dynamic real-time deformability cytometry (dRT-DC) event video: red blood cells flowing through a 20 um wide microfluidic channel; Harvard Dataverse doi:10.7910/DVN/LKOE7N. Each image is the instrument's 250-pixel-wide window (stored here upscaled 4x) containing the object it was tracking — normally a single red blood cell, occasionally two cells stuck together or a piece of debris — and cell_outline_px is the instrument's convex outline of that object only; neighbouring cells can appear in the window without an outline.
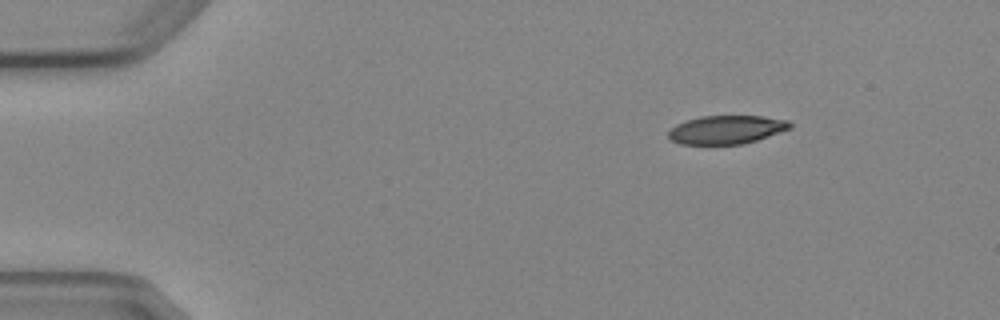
{"species": "Egyptian fruit bat (a non-hibernating species)", "species_latin": "Rousettus aegyptiacus", "temperature_condition": "cold", "stored_images_in_passage": 5, "segment_of_instrument_passage": [2, 2], "camera_frame_rate_fps": 3000, "um_per_image_px": 0.085, "animal": {"sex": "female"}, "frame": {"image": 1, "passage_image": 5, "time_ms": 5.333, "image_size_px": [1000, 320], "cell_outline_px": [[792, 128], [744, 144], [680, 144], [672, 140], [668, 136], [668, 132], [676, 124], [700, 116], [764, 116], [788, 120], [792, 124]], "centroid_in_image_um": [61.77, 11.02], "position_along_channel_um": 23.2, "area_um2": 20.11}}